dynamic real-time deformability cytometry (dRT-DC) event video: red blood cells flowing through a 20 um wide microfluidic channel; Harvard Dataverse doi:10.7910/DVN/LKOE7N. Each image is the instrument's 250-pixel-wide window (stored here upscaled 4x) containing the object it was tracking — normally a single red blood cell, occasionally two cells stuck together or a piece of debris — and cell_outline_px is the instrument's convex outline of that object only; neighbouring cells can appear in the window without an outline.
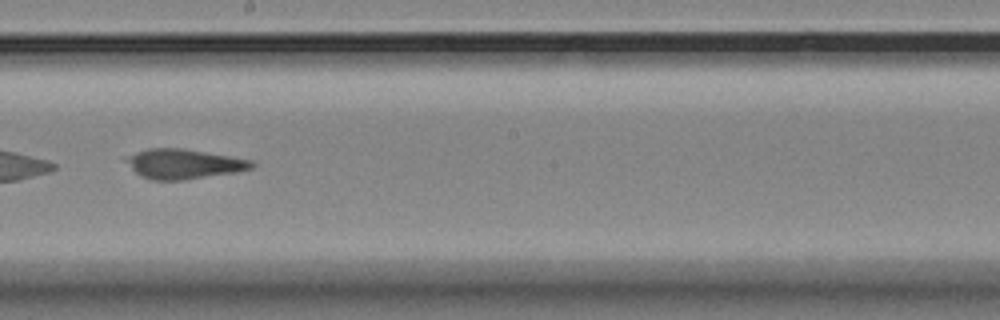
{"species": "Egyptian fruit bat (a non-hibernating species)", "species_latin": "Rousettus aegyptiacus", "temperature_condition": "room temperature", "stored_images_in_passage": 31, "camera_frame_rate_fps": 3000, "um_per_image_px": 0.085, "animal": {"sex": "female"}, "frame": {"image": 1, "passage_image": 22, "time_ms": 7.0, "image_size_px": [1000, 320], "cell_outline_px": [[256, 164], [252, 168], [236, 172], [184, 180], [152, 180], [140, 176], [132, 168], [124, 156], [148, 148], [180, 148], [252, 160]], "centroid_in_image_um": [15.61, 13.94], "position_along_channel_um": 232.6, "area_um2": 21.56}}